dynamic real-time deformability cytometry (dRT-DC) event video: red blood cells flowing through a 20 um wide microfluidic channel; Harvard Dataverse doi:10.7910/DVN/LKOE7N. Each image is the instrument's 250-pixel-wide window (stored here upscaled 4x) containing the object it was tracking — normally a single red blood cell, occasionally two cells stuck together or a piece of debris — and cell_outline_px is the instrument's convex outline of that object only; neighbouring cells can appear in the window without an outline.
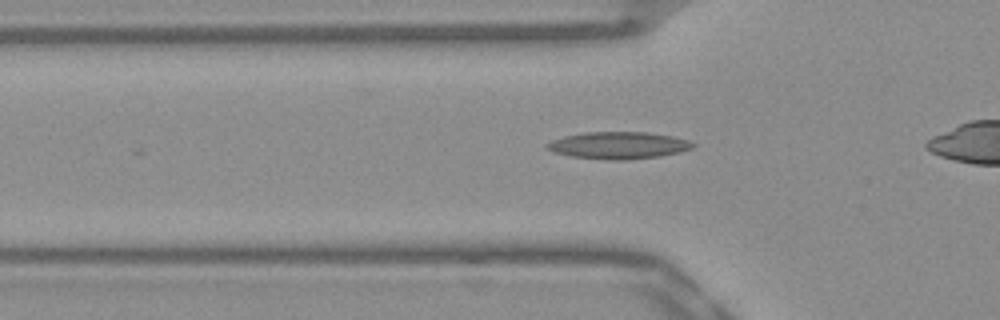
{"species": "Egyptian fruit bat (a non-hibernating species)", "species_latin": "Rousettus aegyptiacus", "temperature_condition": "warm", "stored_images_in_passage": 26, "camera_frame_rate_fps": 3000, "um_per_image_px": 0.085, "frame": {"image": 1, "passage_image": 12, "time_ms": 3.667, "image_size_px": [1000, 320], "cell_outline_px": [[696, 144], [692, 148], [680, 152], [660, 156], [628, 160], [608, 160], [572, 156], [552, 152], [544, 148], [544, 144], [552, 140], [564, 136], [584, 132], [648, 132], [672, 136], [688, 140]], "centroid_in_image_um": [52.54, 12.35], "position_along_channel_um": 73.3, "area_um2": 23.18}}
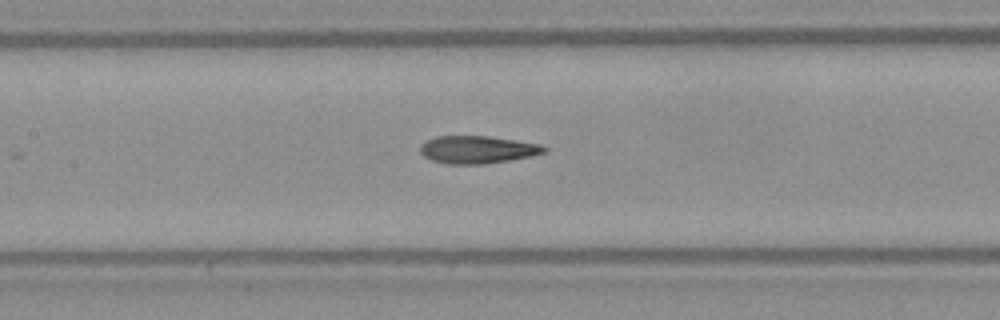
{"frame": {"image": 2, "passage_image": 19, "time_ms": 6.0, "image_size_px": [1000, 320], "cell_outline_px": [[548, 152], [532, 156], [484, 164], [448, 164], [432, 160], [424, 156], [420, 152], [420, 148], [428, 140], [436, 136], [488, 136], [516, 140], [540, 144], [548, 148]], "centroid_in_image_um": [40.63, 12.72], "position_along_channel_um": 166.8, "area_um2": 19.88}}
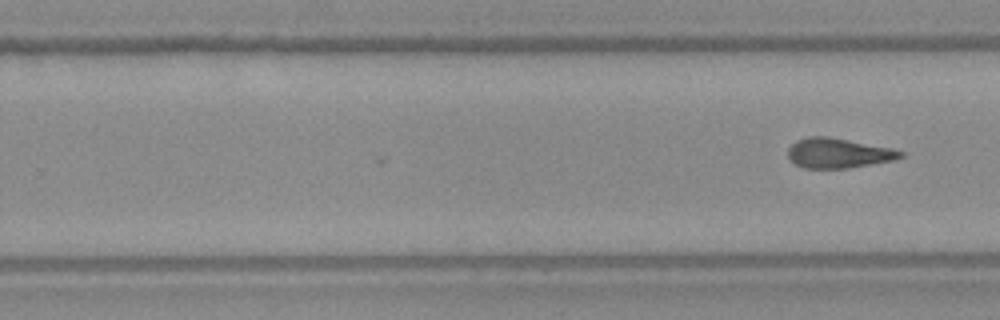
{"frame": {"image": 3, "passage_image": 26, "time_ms": 8.333, "image_size_px": [1000, 320], "cell_outline_px": [[904, 156], [892, 160], [848, 168], [804, 168], [788, 160], [788, 148], [796, 140], [808, 136], [828, 136], [892, 148], [904, 152]], "centroid_in_image_um": [71.22, 13.0], "position_along_channel_um": 258.6, "area_um2": 19.59}}